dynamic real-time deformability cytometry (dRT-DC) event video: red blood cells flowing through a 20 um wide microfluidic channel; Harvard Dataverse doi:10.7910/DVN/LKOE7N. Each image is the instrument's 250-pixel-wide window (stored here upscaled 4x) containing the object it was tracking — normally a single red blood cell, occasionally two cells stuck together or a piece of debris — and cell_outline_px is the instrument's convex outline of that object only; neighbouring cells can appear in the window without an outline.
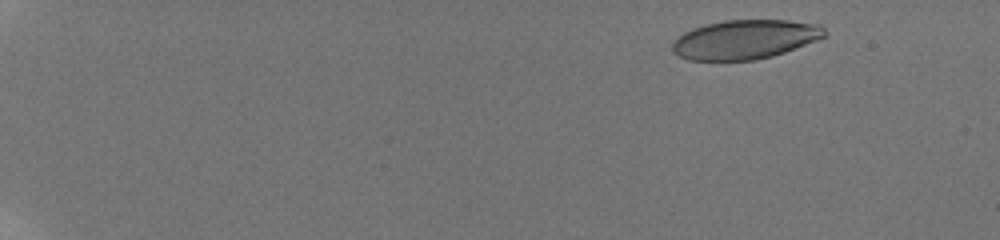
{"species": "human", "species_latin": "Homo sapiens", "temperature_condition": "room temperature", "stored_images_in_passage": 57, "camera_frame_rate_fps": 3000, "um_per_image_px": 0.085, "donor": {"sex": "male"}, "frame": {"image": 1, "passage_image": 6, "time_ms": 1.667, "image_size_px": [1000, 240], "cell_outline_px": [[828, 36], [784, 52], [772, 56], [756, 60], [688, 60], [672, 52], [672, 44], [684, 32], [692, 28], [724, 20], [788, 20], [820, 24], [828, 32]], "centroid_in_image_um": [63.37, 3.35], "position_along_channel_um": 21.6, "area_um2": 34.8}}
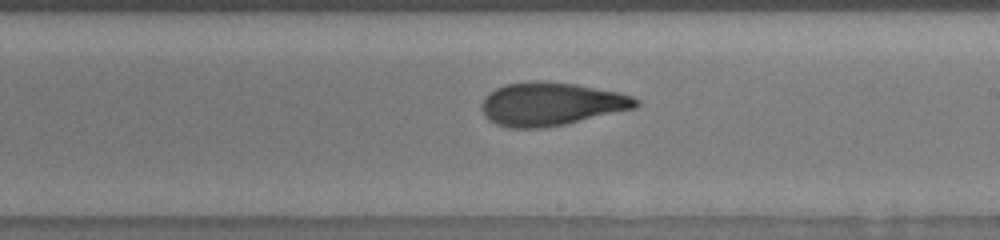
{"frame": {"image": 2, "passage_image": 37, "time_ms": 12.0, "image_size_px": [1000, 240], "cell_outline_px": [[640, 104], [636, 108], [564, 124], [544, 128], [508, 128], [496, 124], [488, 120], [484, 116], [480, 108], [484, 96], [488, 92], [504, 84], [532, 80], [540, 80], [576, 84], [620, 92], [632, 96], [640, 100]], "centroid_in_image_um": [46.81, 8.83], "position_along_channel_um": 242.2, "area_um2": 39.36}}
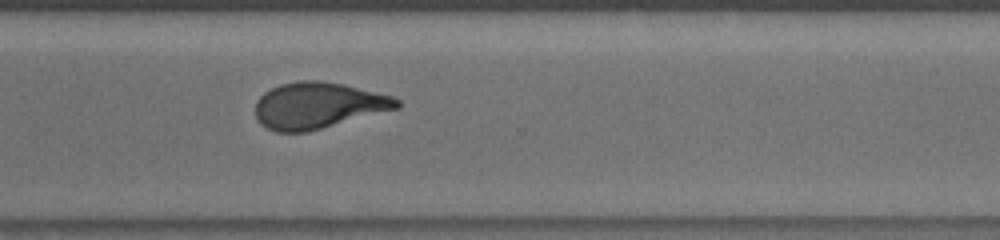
{"frame": {"image": 3, "passage_image": 45, "time_ms": 14.667, "image_size_px": [1000, 240], "cell_outline_px": [[400, 108], [308, 132], [276, 132], [260, 124], [256, 116], [256, 100], [264, 92], [280, 84], [300, 80], [320, 80], [344, 84], [392, 96], [400, 100]], "centroid_in_image_um": [27.04, 8.96], "position_along_channel_um": 343.6, "area_um2": 38.32}, "authors_computed_cell_mechanics": {"area_um2": 37.8012, "velocity_mm_per_s": 3.8112, "shape_relaxation_time_tau1_ms": 6.7657, "shape_relaxation_time_tau2_ms": 2.0687, "deformation_change_tau1": 0.2326, "deformation_change_tau2": 0.1028}}